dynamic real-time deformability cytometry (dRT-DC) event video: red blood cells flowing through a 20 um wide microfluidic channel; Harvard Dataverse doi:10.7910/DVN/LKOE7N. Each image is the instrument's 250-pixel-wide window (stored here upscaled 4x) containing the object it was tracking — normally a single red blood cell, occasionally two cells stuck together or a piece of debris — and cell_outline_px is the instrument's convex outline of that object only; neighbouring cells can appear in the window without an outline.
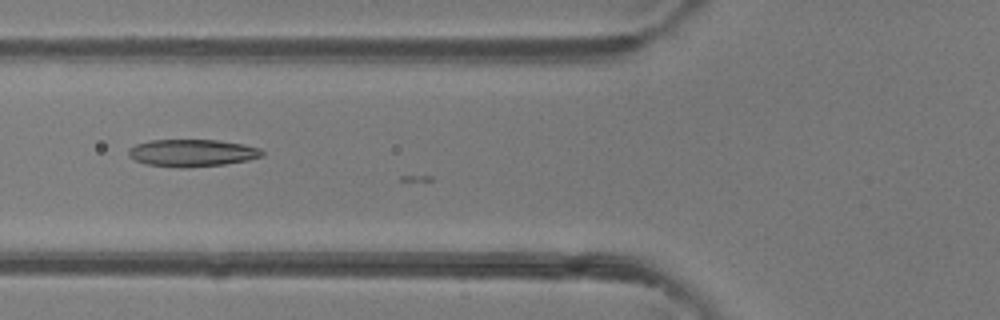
{"species": "common noctule bat (a hibernating species)", "species_latin": "Nyctalus noctula", "temperature_condition": "room temperature", "stored_images_in_passage": 15, "camera_frame_rate_fps": 3000, "um_per_image_px": 0.085, "animal": {"sex": "female"}, "frame": {"image": 1, "passage_image": 12, "time_ms": 3.667, "image_size_px": [1000, 320], "cell_outline_px": [[264, 156], [248, 160], [224, 164], [188, 168], [180, 168], [144, 164], [128, 156], [128, 148], [136, 144], [148, 140], [216, 140], [244, 144], [260, 148], [264, 152]], "centroid_in_image_um": [16.32, 13.0], "position_along_channel_um": 109.5, "area_um2": 21.44}}